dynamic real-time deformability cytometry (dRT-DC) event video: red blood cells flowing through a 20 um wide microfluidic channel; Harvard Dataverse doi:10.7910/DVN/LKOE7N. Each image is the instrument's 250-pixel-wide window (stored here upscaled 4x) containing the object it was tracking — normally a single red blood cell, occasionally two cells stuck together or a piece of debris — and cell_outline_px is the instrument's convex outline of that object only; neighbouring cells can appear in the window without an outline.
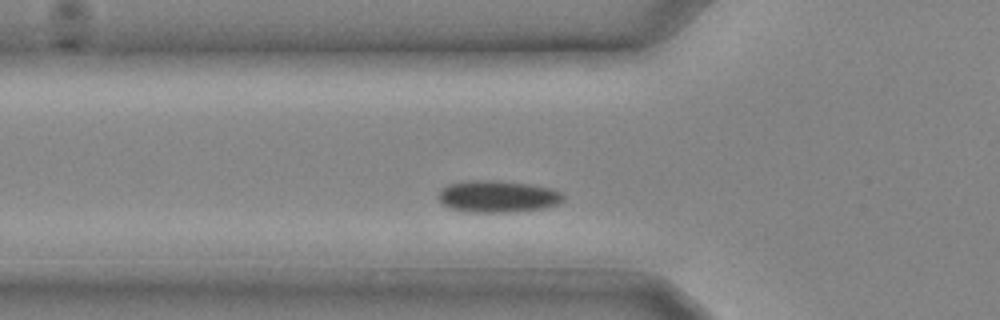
{"species": "common noctule bat (a hibernating species)", "species_latin": "Nyctalus noctula", "temperature_condition": "cold", "stored_images_in_passage": 24, "camera_frame_rate_fps": 3000, "um_per_image_px": 0.085, "animal": {"sex": "male", "body_mass_g": 20.4}, "frame": {"image": 1, "passage_image": 5, "time_ms": 1.333, "image_size_px": [1000, 320], "cell_outline_px": [[564, 200], [556, 204], [540, 208], [512, 212], [464, 212], [448, 208], [440, 204], [440, 188], [448, 184], [468, 180], [496, 180], [528, 184], [552, 188], [560, 192], [564, 196]], "centroid_in_image_um": [42.25, 16.7], "position_along_channel_um": 83.6, "area_um2": 23.29}}
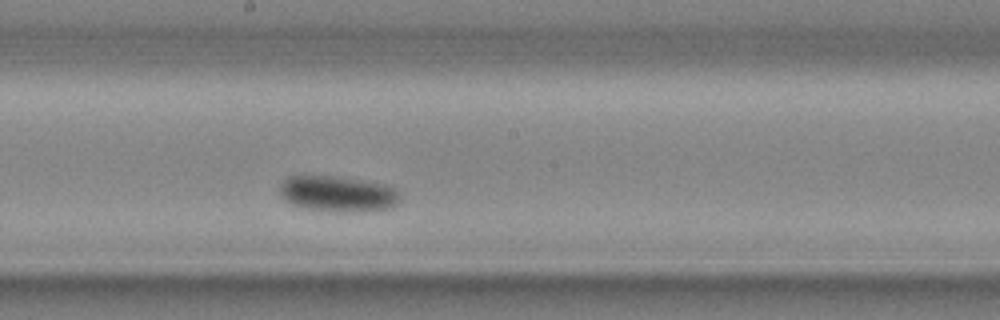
{"frame": {"image": 2, "passage_image": 11, "time_ms": 3.333, "image_size_px": [1000, 320], "cell_outline_px": [[400, 200], [392, 208], [356, 212], [332, 212], [304, 208], [292, 204], [284, 200], [280, 196], [280, 184], [288, 176], [336, 176], [384, 184], [392, 188], [400, 196]], "centroid_in_image_um": [28.68, 16.49], "position_along_channel_um": 219.5, "area_um2": 25.2}}
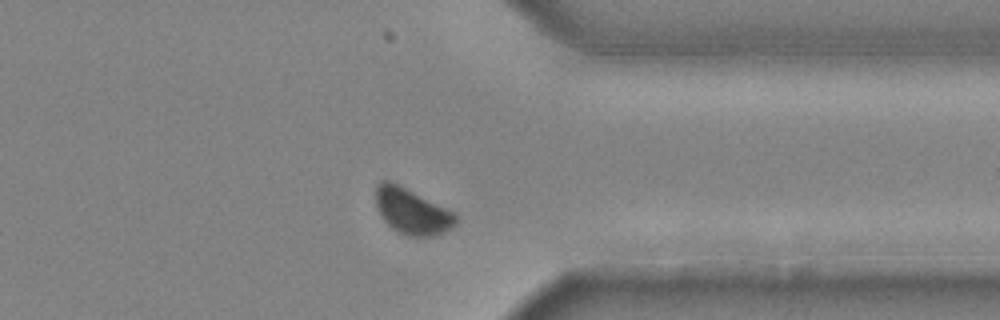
{"frame": {"image": 3, "passage_image": 18, "time_ms": 5.667, "image_size_px": [1000, 320], "cell_outline_px": [[456, 224], [452, 228], [444, 232], [432, 236], [408, 236], [392, 228], [384, 220], [376, 204], [376, 188], [380, 180], [388, 180], [400, 184], [456, 212]], "centroid_in_image_um": [35.04, 17.94], "position_along_channel_um": 376.4, "area_um2": 21.44}}